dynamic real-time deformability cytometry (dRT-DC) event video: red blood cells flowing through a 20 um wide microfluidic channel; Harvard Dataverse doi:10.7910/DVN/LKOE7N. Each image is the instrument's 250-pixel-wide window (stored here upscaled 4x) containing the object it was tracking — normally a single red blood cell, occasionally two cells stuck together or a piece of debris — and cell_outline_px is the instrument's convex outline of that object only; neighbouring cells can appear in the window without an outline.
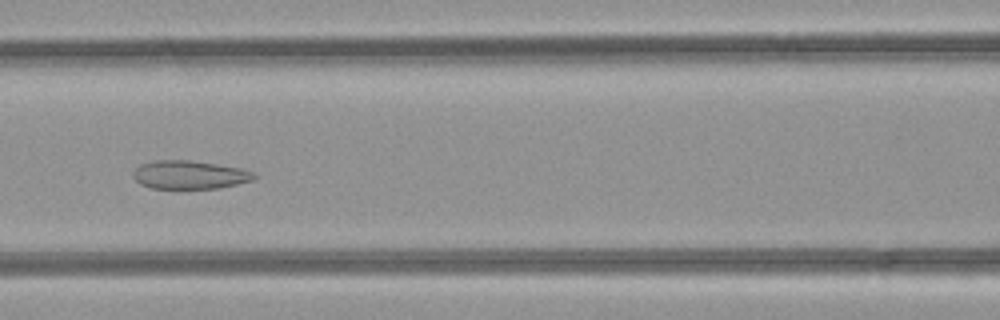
{"species": "common noctule bat (a hibernating species)", "species_latin": "Nyctalus noctula", "temperature_condition": "room temperature", "stored_images_in_passage": 49, "camera_frame_rate_fps": 3000, "um_per_image_px": 0.085, "animal": {"sex": "female", "body_mass_g": 21.9}, "frame": {"image": 1, "passage_image": 21, "time_ms": 6.667, "image_size_px": [1000, 320], "cell_outline_px": [[256, 176], [252, 180], [220, 188], [152, 188], [140, 184], [132, 176], [132, 172], [140, 164], [156, 160], [192, 160], [244, 168], [252, 172]], "centroid_in_image_um": [16.1, 14.84], "position_along_channel_um": 150.5, "area_um2": 20.06}}
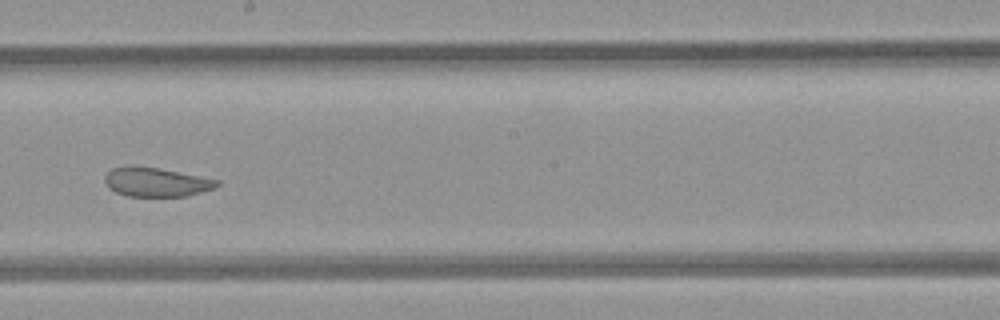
{"frame": {"image": 2, "passage_image": 27, "time_ms": 8.667, "image_size_px": [1000, 320], "cell_outline_px": [[220, 184], [216, 188], [188, 196], [128, 196], [116, 192], [108, 188], [104, 180], [104, 176], [112, 168], [128, 164], [132, 164], [160, 168], [220, 180]], "centroid_in_image_um": [13.27, 15.46], "position_along_channel_um": 234.9, "area_um2": 19.42}}
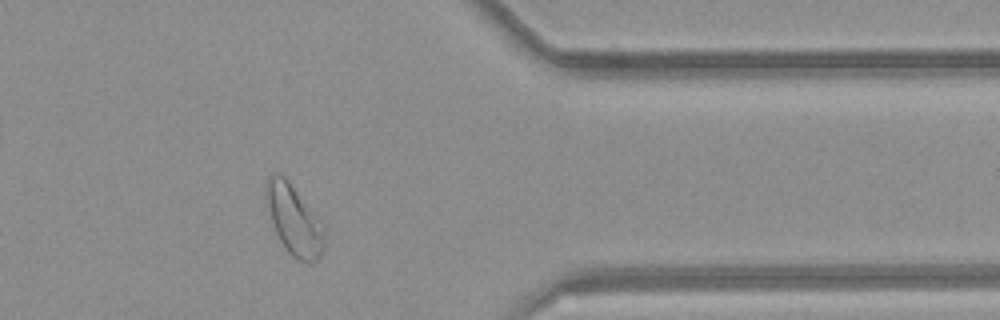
{"frame": {"image": 3, "passage_image": 39, "time_ms": 12.667, "image_size_px": [1000, 320], "cell_outline_px": [[324, 248], [320, 256], [316, 260], [308, 264], [296, 260], [288, 252], [280, 240], [276, 232], [264, 196], [264, 188], [268, 180], [276, 172], [280, 172], [288, 180], [324, 224]], "centroid_in_image_um": [25.01, 18.71], "position_along_channel_um": 386.4, "area_um2": 23.81}, "authors_computed_cell_mechanics": {"area_um2": 24.9696, "velocity_mm_per_s": 4.2296, "shape_relaxation_time_tau1_ms": null, "shape_relaxation_time_tau2_ms": 1.9454, "deformation_change_tau1": null, "deformation_change_tau2": 0.0833}}